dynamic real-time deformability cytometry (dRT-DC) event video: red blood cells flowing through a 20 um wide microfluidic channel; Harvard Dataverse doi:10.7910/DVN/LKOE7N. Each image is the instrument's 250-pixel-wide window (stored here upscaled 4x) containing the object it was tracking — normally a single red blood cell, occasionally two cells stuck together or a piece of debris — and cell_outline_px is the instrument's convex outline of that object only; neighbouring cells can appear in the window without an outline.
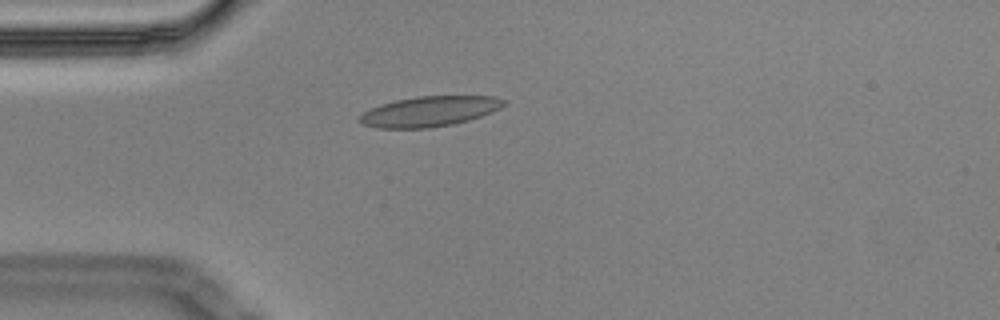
{"species": "Egyptian fruit bat (a non-hibernating species)", "species_latin": "Rousettus aegyptiacus", "temperature_condition": "cold", "stored_images_in_passage": 5, "camera_frame_rate_fps": 3000, "um_per_image_px": 0.085, "animal": {"sex": "male"}, "frame": {"image": 1, "passage_image": 4, "time_ms": 1.0, "image_size_px": [1000, 320], "cell_outline_px": [[508, 104], [492, 112], [468, 120], [452, 124], [428, 128], [376, 128], [364, 124], [356, 120], [356, 116], [380, 104], [396, 100], [416, 96], [496, 96], [508, 100]], "centroid_in_image_um": [36.51, 9.46], "position_along_channel_um": 48.5, "area_um2": 25.61}}